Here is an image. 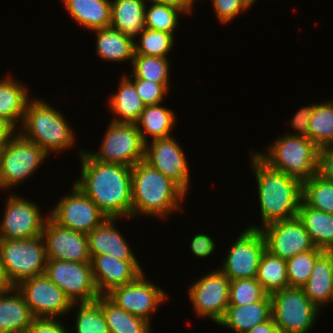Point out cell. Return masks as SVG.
I'll list each match as a JSON object with an SVG mask.
<instances>
[{
	"label": "cell",
	"instance_id": "31",
	"mask_svg": "<svg viewBox=\"0 0 333 333\" xmlns=\"http://www.w3.org/2000/svg\"><path fill=\"white\" fill-rule=\"evenodd\" d=\"M305 295L320 310L333 302V274L329 258L323 253L314 263L311 276L302 287Z\"/></svg>",
	"mask_w": 333,
	"mask_h": 333
},
{
	"label": "cell",
	"instance_id": "37",
	"mask_svg": "<svg viewBox=\"0 0 333 333\" xmlns=\"http://www.w3.org/2000/svg\"><path fill=\"white\" fill-rule=\"evenodd\" d=\"M72 310L76 311L75 327L73 328L75 333H110L102 308L97 301L73 303L71 312Z\"/></svg>",
	"mask_w": 333,
	"mask_h": 333
},
{
	"label": "cell",
	"instance_id": "11",
	"mask_svg": "<svg viewBox=\"0 0 333 333\" xmlns=\"http://www.w3.org/2000/svg\"><path fill=\"white\" fill-rule=\"evenodd\" d=\"M226 252L221 271L230 279L256 278L258 267L266 250L260 229L246 228L236 237Z\"/></svg>",
	"mask_w": 333,
	"mask_h": 333
},
{
	"label": "cell",
	"instance_id": "26",
	"mask_svg": "<svg viewBox=\"0 0 333 333\" xmlns=\"http://www.w3.org/2000/svg\"><path fill=\"white\" fill-rule=\"evenodd\" d=\"M118 90L108 98V108L113 113L111 121L117 123H136L146 105L136 92L134 84L121 76Z\"/></svg>",
	"mask_w": 333,
	"mask_h": 333
},
{
	"label": "cell",
	"instance_id": "17",
	"mask_svg": "<svg viewBox=\"0 0 333 333\" xmlns=\"http://www.w3.org/2000/svg\"><path fill=\"white\" fill-rule=\"evenodd\" d=\"M260 230L265 239L266 250L285 260L315 248L298 217L270 223Z\"/></svg>",
	"mask_w": 333,
	"mask_h": 333
},
{
	"label": "cell",
	"instance_id": "14",
	"mask_svg": "<svg viewBox=\"0 0 333 333\" xmlns=\"http://www.w3.org/2000/svg\"><path fill=\"white\" fill-rule=\"evenodd\" d=\"M230 279L220 270L207 273L188 288V296L198 317L218 323L229 305Z\"/></svg>",
	"mask_w": 333,
	"mask_h": 333
},
{
	"label": "cell",
	"instance_id": "15",
	"mask_svg": "<svg viewBox=\"0 0 333 333\" xmlns=\"http://www.w3.org/2000/svg\"><path fill=\"white\" fill-rule=\"evenodd\" d=\"M142 273L133 282L114 288L106 296L118 307L134 316L145 319L151 324L150 317L158 307L166 302L168 296L156 283L146 279Z\"/></svg>",
	"mask_w": 333,
	"mask_h": 333
},
{
	"label": "cell",
	"instance_id": "16",
	"mask_svg": "<svg viewBox=\"0 0 333 333\" xmlns=\"http://www.w3.org/2000/svg\"><path fill=\"white\" fill-rule=\"evenodd\" d=\"M15 287L34 317H61L71 312L73 303L45 274L25 279Z\"/></svg>",
	"mask_w": 333,
	"mask_h": 333
},
{
	"label": "cell",
	"instance_id": "13",
	"mask_svg": "<svg viewBox=\"0 0 333 333\" xmlns=\"http://www.w3.org/2000/svg\"><path fill=\"white\" fill-rule=\"evenodd\" d=\"M72 187L50 210L49 217L64 228L88 234L107 217L75 183Z\"/></svg>",
	"mask_w": 333,
	"mask_h": 333
},
{
	"label": "cell",
	"instance_id": "38",
	"mask_svg": "<svg viewBox=\"0 0 333 333\" xmlns=\"http://www.w3.org/2000/svg\"><path fill=\"white\" fill-rule=\"evenodd\" d=\"M145 6V28L166 32L174 36L182 13L180 8L164 3L151 2L150 7Z\"/></svg>",
	"mask_w": 333,
	"mask_h": 333
},
{
	"label": "cell",
	"instance_id": "53",
	"mask_svg": "<svg viewBox=\"0 0 333 333\" xmlns=\"http://www.w3.org/2000/svg\"><path fill=\"white\" fill-rule=\"evenodd\" d=\"M243 1L249 8H251V6H253V4L256 3L258 0H243Z\"/></svg>",
	"mask_w": 333,
	"mask_h": 333
},
{
	"label": "cell",
	"instance_id": "20",
	"mask_svg": "<svg viewBox=\"0 0 333 333\" xmlns=\"http://www.w3.org/2000/svg\"><path fill=\"white\" fill-rule=\"evenodd\" d=\"M91 264L99 295H107L114 288L127 285L144 273L138 261H122L109 254L94 256Z\"/></svg>",
	"mask_w": 333,
	"mask_h": 333
},
{
	"label": "cell",
	"instance_id": "34",
	"mask_svg": "<svg viewBox=\"0 0 333 333\" xmlns=\"http://www.w3.org/2000/svg\"><path fill=\"white\" fill-rule=\"evenodd\" d=\"M308 138L318 148L333 145V100L313 104Z\"/></svg>",
	"mask_w": 333,
	"mask_h": 333
},
{
	"label": "cell",
	"instance_id": "23",
	"mask_svg": "<svg viewBox=\"0 0 333 333\" xmlns=\"http://www.w3.org/2000/svg\"><path fill=\"white\" fill-rule=\"evenodd\" d=\"M33 319L28 304L15 286L0 294V333H26Z\"/></svg>",
	"mask_w": 333,
	"mask_h": 333
},
{
	"label": "cell",
	"instance_id": "3",
	"mask_svg": "<svg viewBox=\"0 0 333 333\" xmlns=\"http://www.w3.org/2000/svg\"><path fill=\"white\" fill-rule=\"evenodd\" d=\"M131 191L132 219L139 214L167 219L170 213L184 211L181 203L187 193L144 160L132 167Z\"/></svg>",
	"mask_w": 333,
	"mask_h": 333
},
{
	"label": "cell",
	"instance_id": "5",
	"mask_svg": "<svg viewBox=\"0 0 333 333\" xmlns=\"http://www.w3.org/2000/svg\"><path fill=\"white\" fill-rule=\"evenodd\" d=\"M255 151L270 168L302 183L317 174L319 148L307 137L284 134L268 146V153Z\"/></svg>",
	"mask_w": 333,
	"mask_h": 333
},
{
	"label": "cell",
	"instance_id": "27",
	"mask_svg": "<svg viewBox=\"0 0 333 333\" xmlns=\"http://www.w3.org/2000/svg\"><path fill=\"white\" fill-rule=\"evenodd\" d=\"M11 75L0 80V117L19 129L17 123L22 124L26 105L31 96L25 84L22 85Z\"/></svg>",
	"mask_w": 333,
	"mask_h": 333
},
{
	"label": "cell",
	"instance_id": "52",
	"mask_svg": "<svg viewBox=\"0 0 333 333\" xmlns=\"http://www.w3.org/2000/svg\"><path fill=\"white\" fill-rule=\"evenodd\" d=\"M324 254L329 258L332 266V274H333V246L324 250Z\"/></svg>",
	"mask_w": 333,
	"mask_h": 333
},
{
	"label": "cell",
	"instance_id": "30",
	"mask_svg": "<svg viewBox=\"0 0 333 333\" xmlns=\"http://www.w3.org/2000/svg\"><path fill=\"white\" fill-rule=\"evenodd\" d=\"M297 217L316 248L325 250L333 246V214L309 207L302 200Z\"/></svg>",
	"mask_w": 333,
	"mask_h": 333
},
{
	"label": "cell",
	"instance_id": "24",
	"mask_svg": "<svg viewBox=\"0 0 333 333\" xmlns=\"http://www.w3.org/2000/svg\"><path fill=\"white\" fill-rule=\"evenodd\" d=\"M70 17L89 31L111 25V0H63Z\"/></svg>",
	"mask_w": 333,
	"mask_h": 333
},
{
	"label": "cell",
	"instance_id": "48",
	"mask_svg": "<svg viewBox=\"0 0 333 333\" xmlns=\"http://www.w3.org/2000/svg\"><path fill=\"white\" fill-rule=\"evenodd\" d=\"M17 132L10 122L0 117V148L9 142Z\"/></svg>",
	"mask_w": 333,
	"mask_h": 333
},
{
	"label": "cell",
	"instance_id": "4",
	"mask_svg": "<svg viewBox=\"0 0 333 333\" xmlns=\"http://www.w3.org/2000/svg\"><path fill=\"white\" fill-rule=\"evenodd\" d=\"M21 125L19 133L35 142L48 156L51 152H65L75 145V132L67 119L41 98L29 100Z\"/></svg>",
	"mask_w": 333,
	"mask_h": 333
},
{
	"label": "cell",
	"instance_id": "8",
	"mask_svg": "<svg viewBox=\"0 0 333 333\" xmlns=\"http://www.w3.org/2000/svg\"><path fill=\"white\" fill-rule=\"evenodd\" d=\"M272 318L278 331L308 333L321 311L305 295L303 288L287 287L270 294Z\"/></svg>",
	"mask_w": 333,
	"mask_h": 333
},
{
	"label": "cell",
	"instance_id": "46",
	"mask_svg": "<svg viewBox=\"0 0 333 333\" xmlns=\"http://www.w3.org/2000/svg\"><path fill=\"white\" fill-rule=\"evenodd\" d=\"M216 249V243L206 233H198L192 238L190 250L196 257L205 258L209 257Z\"/></svg>",
	"mask_w": 333,
	"mask_h": 333
},
{
	"label": "cell",
	"instance_id": "22",
	"mask_svg": "<svg viewBox=\"0 0 333 333\" xmlns=\"http://www.w3.org/2000/svg\"><path fill=\"white\" fill-rule=\"evenodd\" d=\"M272 318L270 294L263 300L246 305H228L223 318L217 323L234 333H245Z\"/></svg>",
	"mask_w": 333,
	"mask_h": 333
},
{
	"label": "cell",
	"instance_id": "41",
	"mask_svg": "<svg viewBox=\"0 0 333 333\" xmlns=\"http://www.w3.org/2000/svg\"><path fill=\"white\" fill-rule=\"evenodd\" d=\"M268 293L257 278L230 280L229 305H246L263 300Z\"/></svg>",
	"mask_w": 333,
	"mask_h": 333
},
{
	"label": "cell",
	"instance_id": "12",
	"mask_svg": "<svg viewBox=\"0 0 333 333\" xmlns=\"http://www.w3.org/2000/svg\"><path fill=\"white\" fill-rule=\"evenodd\" d=\"M9 197V198H8ZM0 222V239L23 240L41 236L46 219L34 201L10 194Z\"/></svg>",
	"mask_w": 333,
	"mask_h": 333
},
{
	"label": "cell",
	"instance_id": "18",
	"mask_svg": "<svg viewBox=\"0 0 333 333\" xmlns=\"http://www.w3.org/2000/svg\"><path fill=\"white\" fill-rule=\"evenodd\" d=\"M175 137L156 139L145 144L144 161L176 182L187 194L190 173L186 155Z\"/></svg>",
	"mask_w": 333,
	"mask_h": 333
},
{
	"label": "cell",
	"instance_id": "21",
	"mask_svg": "<svg viewBox=\"0 0 333 333\" xmlns=\"http://www.w3.org/2000/svg\"><path fill=\"white\" fill-rule=\"evenodd\" d=\"M117 220L107 218L87 234L91 259L96 255L109 254L122 261H138L125 237L116 228Z\"/></svg>",
	"mask_w": 333,
	"mask_h": 333
},
{
	"label": "cell",
	"instance_id": "42",
	"mask_svg": "<svg viewBox=\"0 0 333 333\" xmlns=\"http://www.w3.org/2000/svg\"><path fill=\"white\" fill-rule=\"evenodd\" d=\"M135 86L136 92L147 105L160 104L165 100V95L170 90L169 85H162L146 79H129Z\"/></svg>",
	"mask_w": 333,
	"mask_h": 333
},
{
	"label": "cell",
	"instance_id": "45",
	"mask_svg": "<svg viewBox=\"0 0 333 333\" xmlns=\"http://www.w3.org/2000/svg\"><path fill=\"white\" fill-rule=\"evenodd\" d=\"M313 114V104L311 106H304L300 108L291 119V126L295 129L294 133H289L290 135L307 137L309 134V122ZM297 130V132H296ZM296 132V133H295Z\"/></svg>",
	"mask_w": 333,
	"mask_h": 333
},
{
	"label": "cell",
	"instance_id": "29",
	"mask_svg": "<svg viewBox=\"0 0 333 333\" xmlns=\"http://www.w3.org/2000/svg\"><path fill=\"white\" fill-rule=\"evenodd\" d=\"M96 37V54L105 61L131 63L134 57V41L111 27L93 30Z\"/></svg>",
	"mask_w": 333,
	"mask_h": 333
},
{
	"label": "cell",
	"instance_id": "44",
	"mask_svg": "<svg viewBox=\"0 0 333 333\" xmlns=\"http://www.w3.org/2000/svg\"><path fill=\"white\" fill-rule=\"evenodd\" d=\"M63 324L58 317H34L26 333H68Z\"/></svg>",
	"mask_w": 333,
	"mask_h": 333
},
{
	"label": "cell",
	"instance_id": "51",
	"mask_svg": "<svg viewBox=\"0 0 333 333\" xmlns=\"http://www.w3.org/2000/svg\"><path fill=\"white\" fill-rule=\"evenodd\" d=\"M13 287L14 285L8 279L4 266L0 261V294L10 291Z\"/></svg>",
	"mask_w": 333,
	"mask_h": 333
},
{
	"label": "cell",
	"instance_id": "50",
	"mask_svg": "<svg viewBox=\"0 0 333 333\" xmlns=\"http://www.w3.org/2000/svg\"><path fill=\"white\" fill-rule=\"evenodd\" d=\"M277 331V326L275 325L273 318H271L269 321L256 325L245 333H276Z\"/></svg>",
	"mask_w": 333,
	"mask_h": 333
},
{
	"label": "cell",
	"instance_id": "47",
	"mask_svg": "<svg viewBox=\"0 0 333 333\" xmlns=\"http://www.w3.org/2000/svg\"><path fill=\"white\" fill-rule=\"evenodd\" d=\"M317 174L324 179L333 181V145L319 148Z\"/></svg>",
	"mask_w": 333,
	"mask_h": 333
},
{
	"label": "cell",
	"instance_id": "9",
	"mask_svg": "<svg viewBox=\"0 0 333 333\" xmlns=\"http://www.w3.org/2000/svg\"><path fill=\"white\" fill-rule=\"evenodd\" d=\"M107 127L103 140L100 143L99 151H87L93 159L129 167H133L139 161L144 160L145 142L136 123H117L112 121Z\"/></svg>",
	"mask_w": 333,
	"mask_h": 333
},
{
	"label": "cell",
	"instance_id": "32",
	"mask_svg": "<svg viewBox=\"0 0 333 333\" xmlns=\"http://www.w3.org/2000/svg\"><path fill=\"white\" fill-rule=\"evenodd\" d=\"M102 308L110 333H152L151 324L118 307L106 295L97 300Z\"/></svg>",
	"mask_w": 333,
	"mask_h": 333
},
{
	"label": "cell",
	"instance_id": "28",
	"mask_svg": "<svg viewBox=\"0 0 333 333\" xmlns=\"http://www.w3.org/2000/svg\"><path fill=\"white\" fill-rule=\"evenodd\" d=\"M161 104L147 105L136 122L145 144L149 142V136L152 141L173 136L171 131L175 126L176 115L170 108Z\"/></svg>",
	"mask_w": 333,
	"mask_h": 333
},
{
	"label": "cell",
	"instance_id": "40",
	"mask_svg": "<svg viewBox=\"0 0 333 333\" xmlns=\"http://www.w3.org/2000/svg\"><path fill=\"white\" fill-rule=\"evenodd\" d=\"M324 253L320 248L306 251L286 260L289 287L302 288L311 276L316 260Z\"/></svg>",
	"mask_w": 333,
	"mask_h": 333
},
{
	"label": "cell",
	"instance_id": "25",
	"mask_svg": "<svg viewBox=\"0 0 333 333\" xmlns=\"http://www.w3.org/2000/svg\"><path fill=\"white\" fill-rule=\"evenodd\" d=\"M147 0H112L110 27L135 41L145 29Z\"/></svg>",
	"mask_w": 333,
	"mask_h": 333
},
{
	"label": "cell",
	"instance_id": "39",
	"mask_svg": "<svg viewBox=\"0 0 333 333\" xmlns=\"http://www.w3.org/2000/svg\"><path fill=\"white\" fill-rule=\"evenodd\" d=\"M139 41H134V54L167 57L173 49L175 37L172 34L145 28L139 34Z\"/></svg>",
	"mask_w": 333,
	"mask_h": 333
},
{
	"label": "cell",
	"instance_id": "19",
	"mask_svg": "<svg viewBox=\"0 0 333 333\" xmlns=\"http://www.w3.org/2000/svg\"><path fill=\"white\" fill-rule=\"evenodd\" d=\"M42 236L46 245L47 259L91 262L87 234L64 228L48 216Z\"/></svg>",
	"mask_w": 333,
	"mask_h": 333
},
{
	"label": "cell",
	"instance_id": "6",
	"mask_svg": "<svg viewBox=\"0 0 333 333\" xmlns=\"http://www.w3.org/2000/svg\"><path fill=\"white\" fill-rule=\"evenodd\" d=\"M48 155L35 142L17 132L0 148V189H13L33 176ZM5 189V190H4Z\"/></svg>",
	"mask_w": 333,
	"mask_h": 333
},
{
	"label": "cell",
	"instance_id": "10",
	"mask_svg": "<svg viewBox=\"0 0 333 333\" xmlns=\"http://www.w3.org/2000/svg\"><path fill=\"white\" fill-rule=\"evenodd\" d=\"M44 274L72 303H90L100 296L93 280L91 262L47 259Z\"/></svg>",
	"mask_w": 333,
	"mask_h": 333
},
{
	"label": "cell",
	"instance_id": "1",
	"mask_svg": "<svg viewBox=\"0 0 333 333\" xmlns=\"http://www.w3.org/2000/svg\"><path fill=\"white\" fill-rule=\"evenodd\" d=\"M79 153L81 172L74 183L107 218L132 219V167L97 161L87 149Z\"/></svg>",
	"mask_w": 333,
	"mask_h": 333
},
{
	"label": "cell",
	"instance_id": "33",
	"mask_svg": "<svg viewBox=\"0 0 333 333\" xmlns=\"http://www.w3.org/2000/svg\"><path fill=\"white\" fill-rule=\"evenodd\" d=\"M256 278L268 294L289 287L286 260L265 250Z\"/></svg>",
	"mask_w": 333,
	"mask_h": 333
},
{
	"label": "cell",
	"instance_id": "7",
	"mask_svg": "<svg viewBox=\"0 0 333 333\" xmlns=\"http://www.w3.org/2000/svg\"><path fill=\"white\" fill-rule=\"evenodd\" d=\"M0 261L14 286L25 279L43 275L47 264L43 236L23 240L0 239Z\"/></svg>",
	"mask_w": 333,
	"mask_h": 333
},
{
	"label": "cell",
	"instance_id": "2",
	"mask_svg": "<svg viewBox=\"0 0 333 333\" xmlns=\"http://www.w3.org/2000/svg\"><path fill=\"white\" fill-rule=\"evenodd\" d=\"M252 170L258 188L261 226H248L260 229L270 223L297 217L302 202V182L287 174L273 170L250 150Z\"/></svg>",
	"mask_w": 333,
	"mask_h": 333
},
{
	"label": "cell",
	"instance_id": "35",
	"mask_svg": "<svg viewBox=\"0 0 333 333\" xmlns=\"http://www.w3.org/2000/svg\"><path fill=\"white\" fill-rule=\"evenodd\" d=\"M169 58L147 56L134 54L132 61V70L130 76L125 75L128 79H146L161 83L162 85H170V63Z\"/></svg>",
	"mask_w": 333,
	"mask_h": 333
},
{
	"label": "cell",
	"instance_id": "36",
	"mask_svg": "<svg viewBox=\"0 0 333 333\" xmlns=\"http://www.w3.org/2000/svg\"><path fill=\"white\" fill-rule=\"evenodd\" d=\"M302 200L309 207L333 214V181L315 174L302 183Z\"/></svg>",
	"mask_w": 333,
	"mask_h": 333
},
{
	"label": "cell",
	"instance_id": "49",
	"mask_svg": "<svg viewBox=\"0 0 333 333\" xmlns=\"http://www.w3.org/2000/svg\"><path fill=\"white\" fill-rule=\"evenodd\" d=\"M157 2V3H164L170 4L180 8L185 14H192V9L194 8V4L198 0H147V2ZM196 1V2H195Z\"/></svg>",
	"mask_w": 333,
	"mask_h": 333
},
{
	"label": "cell",
	"instance_id": "43",
	"mask_svg": "<svg viewBox=\"0 0 333 333\" xmlns=\"http://www.w3.org/2000/svg\"><path fill=\"white\" fill-rule=\"evenodd\" d=\"M215 16L224 24L230 23L243 11L249 10L243 0H211Z\"/></svg>",
	"mask_w": 333,
	"mask_h": 333
}]
</instances>
